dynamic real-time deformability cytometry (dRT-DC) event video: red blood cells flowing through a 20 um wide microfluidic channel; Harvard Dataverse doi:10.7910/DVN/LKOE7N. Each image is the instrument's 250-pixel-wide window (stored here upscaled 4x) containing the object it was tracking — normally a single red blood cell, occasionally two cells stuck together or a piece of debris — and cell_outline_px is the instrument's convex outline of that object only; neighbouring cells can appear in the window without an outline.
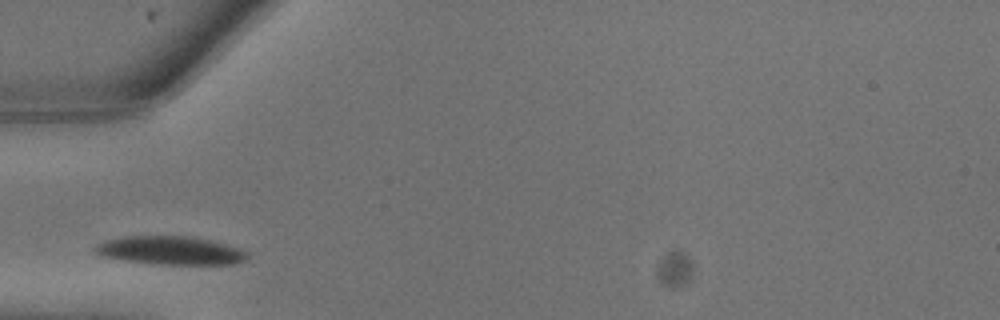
{"species": "common noctule bat (a hibernating species)", "species_latin": "Nyctalus noctula", "temperature_condition": "warm", "stored_images_in_passage": 2, "camera_frame_rate_fps": 3000, "um_per_image_px": 0.085, "animal": {"sex": "male", "body_mass_g": 13.3}, "frame": {"image": 1, "passage_image": 1, "time_ms": 0.0, "image_size_px": [1000, 320], "cell_outline_px": [[248, 256], [244, 260], [236, 264], [152, 264], [100, 256], [92, 252], [92, 248], [96, 244], [108, 240], [124, 236], [192, 236], [212, 240], [240, 248], [248, 252]], "centroid_in_image_um": [14.47, 21.29], "position_along_channel_um": 70.5, "area_um2": 25.43}}